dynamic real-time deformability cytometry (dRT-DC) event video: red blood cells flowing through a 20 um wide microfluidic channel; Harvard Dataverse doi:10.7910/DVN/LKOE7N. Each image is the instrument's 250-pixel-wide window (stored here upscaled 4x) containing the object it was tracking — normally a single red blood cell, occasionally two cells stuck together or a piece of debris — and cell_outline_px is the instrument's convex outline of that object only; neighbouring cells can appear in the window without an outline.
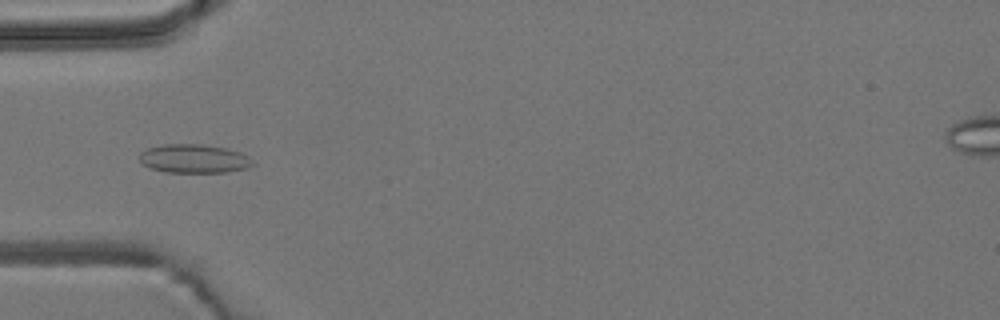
{"species": "common noctule bat (a hibernating species)", "species_latin": "Nyctalus noctula", "temperature_condition": "room temperature", "stored_images_in_passage": 5, "camera_frame_rate_fps": 3000, "um_per_image_px": 0.085, "animal": {"sex": "male", "body_mass_g": 19.2, "forearm_length_mm": 51.8}, "frame": {"image": 1, "passage_image": 5, "time_ms": 4.667, "image_size_px": [1000, 320], "cell_outline_px": [[256, 164], [248, 168], [224, 172], [164, 172], [152, 168], [144, 164], [140, 160], [140, 152], [148, 148], [164, 144], [204, 144], [228, 148], [240, 152], [248, 156]], "centroid_in_image_um": [16.53, 13.48], "position_along_channel_um": 68.5, "area_um2": 19.02}}